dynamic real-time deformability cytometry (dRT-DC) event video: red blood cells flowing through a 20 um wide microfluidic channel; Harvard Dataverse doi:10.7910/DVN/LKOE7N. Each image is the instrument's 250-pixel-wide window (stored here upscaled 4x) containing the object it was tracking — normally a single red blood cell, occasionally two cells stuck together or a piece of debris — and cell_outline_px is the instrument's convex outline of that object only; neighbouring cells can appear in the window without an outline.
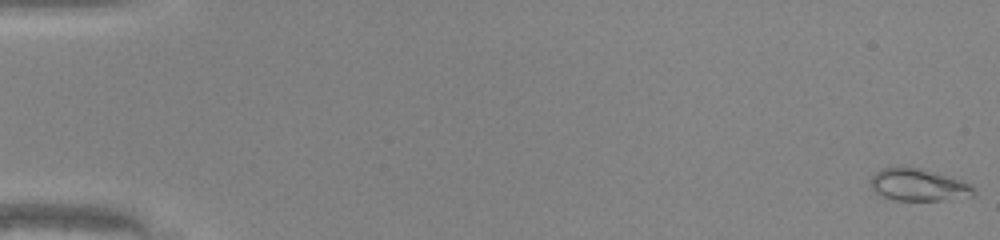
{"species": "common noctule bat (a hibernating species)", "species_latin": "Nyctalus noctula", "temperature_condition": "warm", "stored_images_in_passage": 50, "camera_frame_rate_fps": 3000, "um_per_image_px": 0.085, "animal": {"sex": "male", "body_mass_g": 20.0, "forearm_length_mm": 53.3}, "frame": {"image": 1, "passage_image": 1, "time_ms": 0.0, "image_size_px": [1000, 240], "cell_outline_px": [[976, 192], [972, 196], [940, 200], [896, 200], [880, 196], [872, 188], [872, 176], [880, 168], [900, 164], [920, 168], [960, 180], [972, 184], [976, 188]], "centroid_in_image_um": [78.05, 15.69], "position_along_channel_um": 7.0, "area_um2": 19.59}}
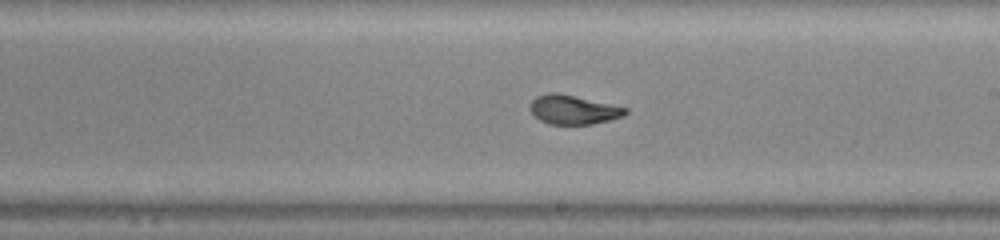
{"frame": {"image": 2, "passage_image": 30, "time_ms": 9.667, "image_size_px": [1000, 240], "cell_outline_px": [[628, 112], [624, 116], [592, 124], [548, 124], [540, 120], [528, 108], [532, 100], [536, 96], [548, 92], [556, 92], [628, 108]], "centroid_in_image_um": [48.7, 9.32], "position_along_channel_um": 240.3, "area_um2": 16.07}}
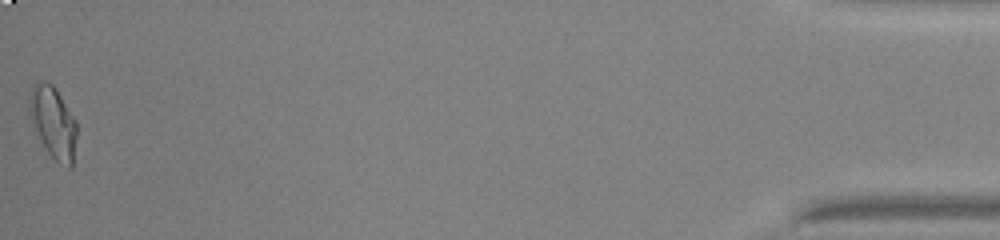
{"frame": {"image": 3, "passage_image": 50, "time_ms": 16.333, "image_size_px": [1000, 240], "cell_outline_px": [[76, 136], [72, 168], [68, 168], [60, 164], [44, 148], [36, 136], [28, 112], [28, 100], [32, 88], [36, 80], [44, 80], [52, 84], [56, 88], [76, 120]], "centroid_in_image_um": [4.49, 10.39], "position_along_channel_um": 430.7, "area_um2": 20.23}}